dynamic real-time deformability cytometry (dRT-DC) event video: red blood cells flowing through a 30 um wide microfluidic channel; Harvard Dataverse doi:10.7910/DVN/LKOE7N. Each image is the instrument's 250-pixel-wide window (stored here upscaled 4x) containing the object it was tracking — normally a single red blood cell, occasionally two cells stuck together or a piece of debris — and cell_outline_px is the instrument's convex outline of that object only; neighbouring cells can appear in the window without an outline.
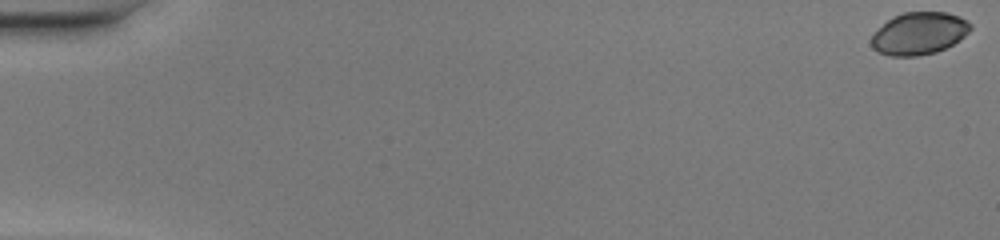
{"species": "common noctule bat (a hibernating species)", "species_latin": "Nyctalus noctula", "temperature_condition": "warm", "stored_images_in_passage": 51, "camera_frame_rate_fps": 3000, "um_per_image_px": 0.085, "animal": {"sex": "female", "body_mass_g": 20.0, "forearm_length_mm": 54.0}, "frame": {"image": 1, "passage_image": 1, "time_ms": 0.0, "image_size_px": [1000, 240], "cell_outline_px": [[972, 28], [960, 40], [936, 52], [916, 56], [892, 56], [876, 52], [872, 48], [872, 36], [892, 16], [904, 12], [944, 12], [960, 16], [968, 20], [972, 24]], "centroid_in_image_um": [78.15, 2.84], "position_along_channel_um": 6.9, "area_um2": 24.39}}
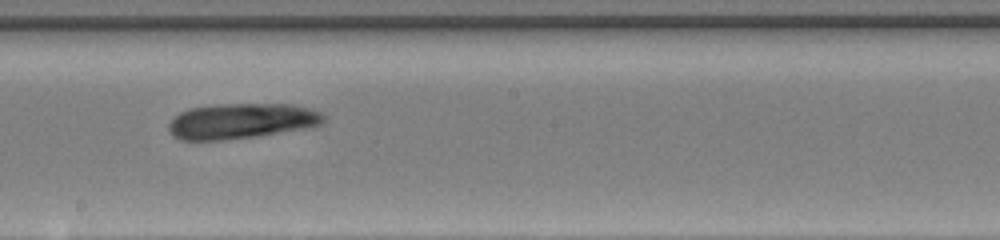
{"frame": {"image": 2, "passage_image": 30, "time_ms": 9.667, "image_size_px": [1000, 240], "cell_outline_px": [[324, 120], [320, 124], [312, 128], [260, 136], [224, 140], [180, 140], [172, 136], [168, 132], [168, 124], [180, 112], [188, 108], [216, 104], [292, 104], [308, 108], [320, 112], [324, 116]], "centroid_in_image_um": [20.52, 10.3], "position_along_channel_um": 227.7, "area_um2": 32.43}}
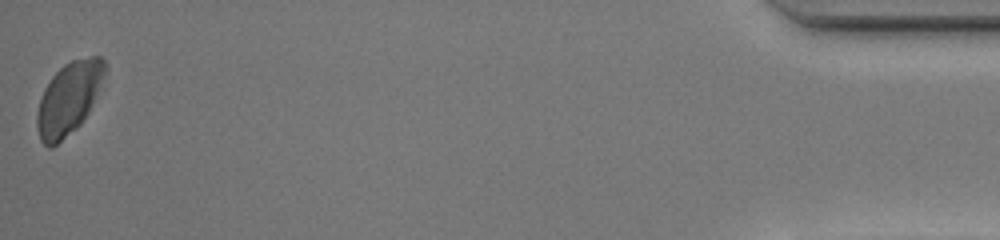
{"frame": {"image": 3, "passage_image": 51, "time_ms": 16.667, "image_size_px": [1000, 240], "cell_outline_px": [[104, 76], [88, 112], [80, 124], [76, 128], [52, 148], [48, 148], [40, 140], [36, 124], [36, 116], [40, 100], [44, 88], [52, 76], [64, 64], [72, 60], [92, 56], [100, 56], [104, 60]], "centroid_in_image_um": [5.8, 8.37], "position_along_channel_um": 429.4, "area_um2": 28.15}}